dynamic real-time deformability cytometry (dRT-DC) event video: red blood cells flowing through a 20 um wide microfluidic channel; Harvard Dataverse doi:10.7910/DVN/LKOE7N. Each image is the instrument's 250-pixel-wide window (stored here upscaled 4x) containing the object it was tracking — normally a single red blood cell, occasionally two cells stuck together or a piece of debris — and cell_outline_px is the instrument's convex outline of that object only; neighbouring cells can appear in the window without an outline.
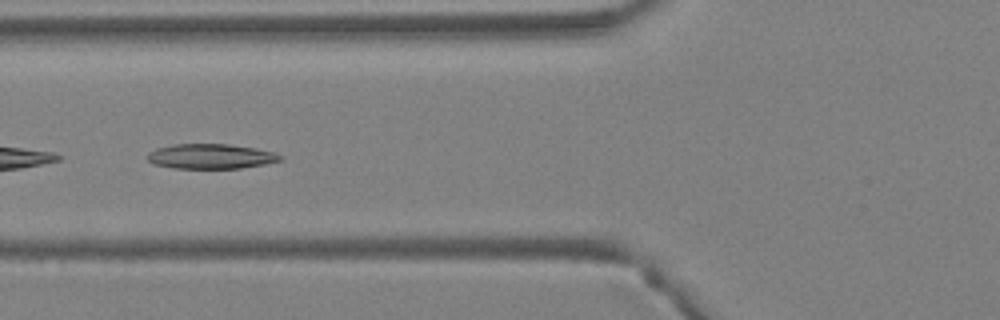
{"species": "Egyptian fruit bat (a non-hibernating species)", "species_latin": "Rousettus aegyptiacus", "temperature_condition": "warm", "stored_images_in_passage": 40, "camera_frame_rate_fps": 3000, "um_per_image_px": 0.085, "animal": {"sex": "female"}, "frame": {"image": 1, "passage_image": 16, "time_ms": 5.0, "image_size_px": [1000, 320], "cell_outline_px": [[284, 160], [264, 164], [240, 168], [172, 168], [152, 164], [148, 160], [148, 152], [156, 148], [172, 144], [228, 144], [252, 148], [272, 152], [284, 156]], "centroid_in_image_um": [17.89, 13.29], "position_along_channel_um": 107.9, "area_um2": 19.25}}
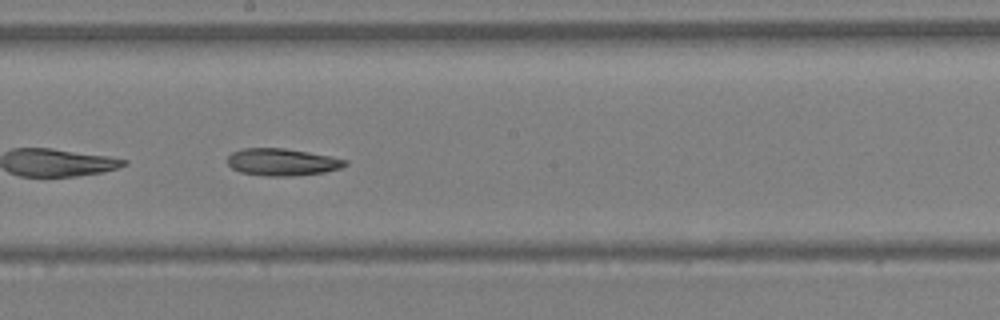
{"frame": {"image": 2, "passage_image": 23, "time_ms": 7.333, "image_size_px": [1000, 320], "cell_outline_px": [[348, 164], [340, 168], [324, 172], [292, 176], [264, 176], [240, 172], [232, 168], [228, 164], [228, 156], [232, 152], [244, 148], [284, 148], [332, 156], [348, 160]], "centroid_in_image_um": [23.99, 13.77], "position_along_channel_um": 224.2, "area_um2": 18.67}}
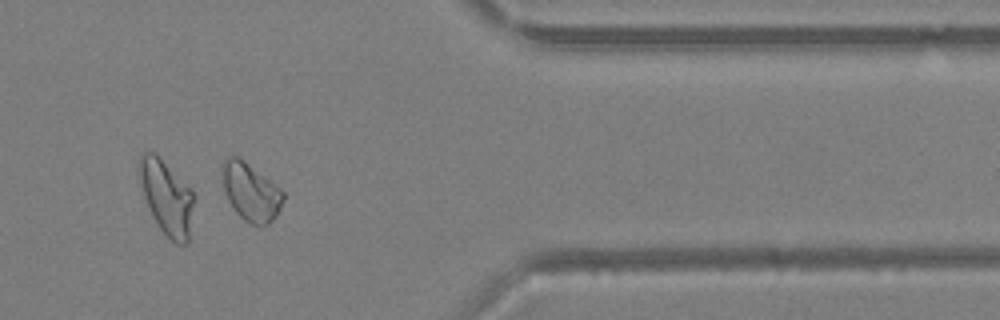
{"frame": {"image": 3, "passage_image": 34, "time_ms": 11.0, "image_size_px": [1000, 320], "cell_outline_px": [[284, 200], [276, 216], [268, 224], [252, 224], [244, 220], [236, 212], [228, 200], [224, 188], [220, 172], [220, 164], [228, 156], [236, 156], [280, 188], [284, 192]], "centroid_in_image_um": [21.28, 16.31], "position_along_channel_um": 390.1, "area_um2": 20.23}, "authors_computed_cell_mechanics": {"area_um2": 20.3456, "velocity_mm_per_s": 4.991, "shape_relaxation_time_tau1_ms": 3.3485, "shape_relaxation_time_tau2_ms": null, "deformation_change_tau1": 0.1159, "deformation_change_tau2": null}}